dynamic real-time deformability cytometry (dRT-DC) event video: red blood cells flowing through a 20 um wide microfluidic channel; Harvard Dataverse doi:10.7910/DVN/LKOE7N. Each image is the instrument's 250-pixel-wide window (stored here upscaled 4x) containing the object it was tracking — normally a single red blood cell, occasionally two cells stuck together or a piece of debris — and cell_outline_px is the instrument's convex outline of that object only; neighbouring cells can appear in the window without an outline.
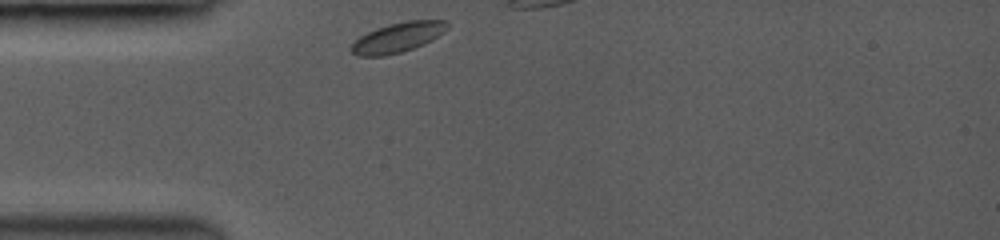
{"species": "common noctule bat (a hibernating species)", "species_latin": "Nyctalus noctula", "temperature_condition": "room temperature", "stored_images_in_passage": 10, "camera_frame_rate_fps": 3500, "um_per_image_px": 0.085, "animal": {"sex": "female", "body_mass_g": 19.0, "forearm_length_mm": 53.3}, "frame": {"image": 1, "passage_image": 1, "time_ms": 0.0, "image_size_px": [1000, 240], "cell_outline_px": [[448, 28], [444, 32], [432, 40], [412, 48], [400, 52], [384, 56], [356, 56], [348, 48], [360, 36], [376, 28], [388, 24], [408, 20], [448, 20]], "centroid_in_image_um": [33.8, 3.17], "position_along_channel_um": 51.2, "area_um2": 16.7}}